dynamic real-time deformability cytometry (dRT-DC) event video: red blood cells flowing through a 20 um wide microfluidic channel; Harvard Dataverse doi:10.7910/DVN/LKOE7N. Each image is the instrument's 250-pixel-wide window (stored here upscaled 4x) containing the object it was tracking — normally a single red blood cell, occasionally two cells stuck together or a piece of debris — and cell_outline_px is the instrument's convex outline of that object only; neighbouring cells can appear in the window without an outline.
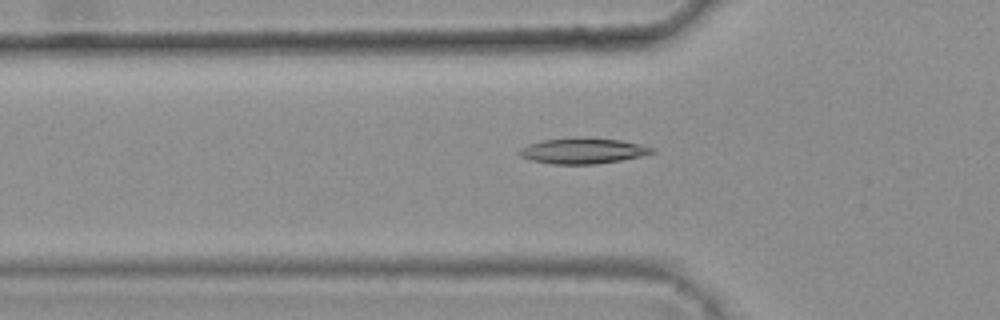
{"species": "common noctule bat (a hibernating species)", "species_latin": "Nyctalus noctula", "temperature_condition": "warm", "stored_images_in_passage": 37, "camera_frame_rate_fps": 3000, "um_per_image_px": 0.085, "animal": {"sex": "female", "body_mass_g": 25.1}, "frame": {"image": 1, "passage_image": 7, "time_ms": 2.0, "image_size_px": [1000, 320], "cell_outline_px": [[628, 156], [612, 160], [544, 160], [560, 140], [608, 140], [628, 144]], "centroid_in_image_um": [50.0, 12.79], "position_along_channel_um": 75.8, "area_um2": 10.46}}
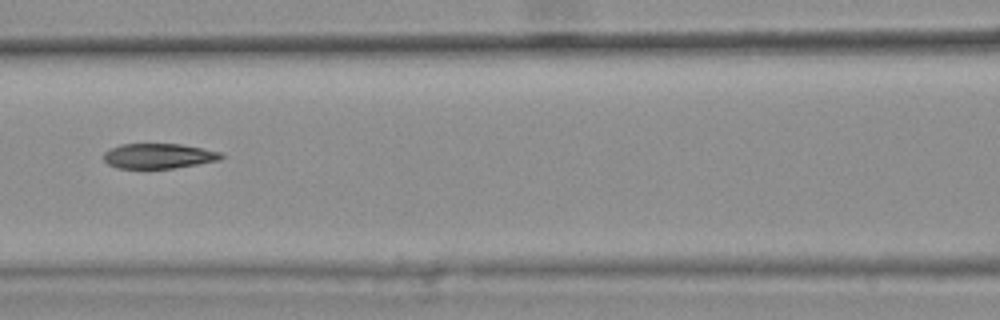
{"frame": {"image": 2, "passage_image": 13, "time_ms": 4.0, "image_size_px": [1000, 320], "cell_outline_px": [[216, 156], [204, 160], [184, 164], [160, 168], [132, 168], [116, 164], [124, 148], [136, 144], [168, 144], [192, 148]], "centroid_in_image_um": [13.57, 13.26], "position_along_channel_um": 153.0, "area_um2": 12.43}}
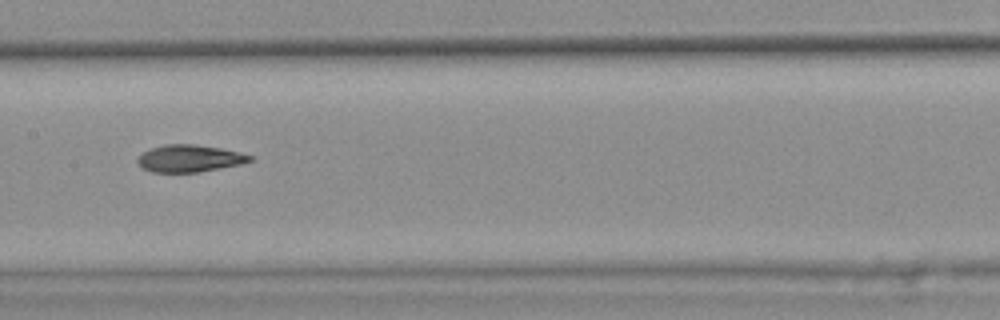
{"frame": {"image": 3, "passage_image": 16, "time_ms": 5.0, "image_size_px": [1000, 320], "cell_outline_px": [[248, 156], [244, 160], [228, 164], [208, 168], [184, 172], [168, 172], [152, 168], [144, 164], [144, 160], [164, 148], [208, 148]], "centroid_in_image_um": [16.2, 13.54], "position_along_channel_um": 191.2, "area_um2": 12.66}}